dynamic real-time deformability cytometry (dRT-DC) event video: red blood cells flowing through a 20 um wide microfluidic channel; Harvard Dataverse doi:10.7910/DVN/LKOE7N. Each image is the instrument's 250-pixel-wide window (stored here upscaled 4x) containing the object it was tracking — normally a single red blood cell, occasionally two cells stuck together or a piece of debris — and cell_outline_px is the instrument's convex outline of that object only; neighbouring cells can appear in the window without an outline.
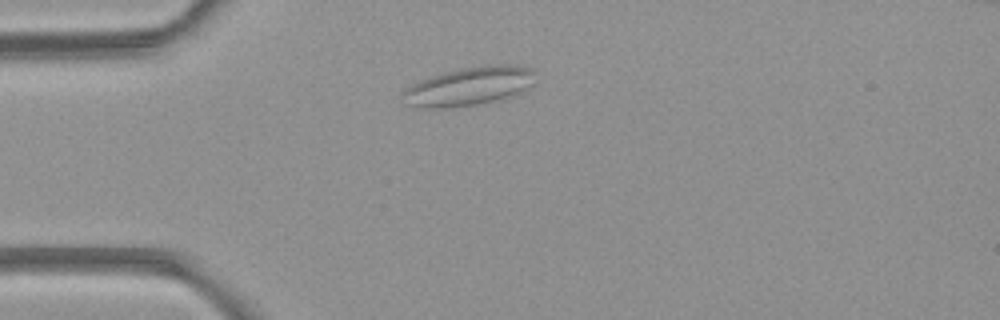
{"species": "common noctule bat (a hibernating species)", "species_latin": "Nyctalus noctula", "temperature_condition": "room temperature", "stored_images_in_passage": 1, "camera_frame_rate_fps": 3000, "um_per_image_px": 0.085, "animal": {"sex": "female", "body_mass_g": 21.9}, "frame": {"image": 1, "passage_image": 1, "time_ms": 0.0, "image_size_px": [1000, 320], "cell_outline_px": [[536, 84], [512, 96], [480, 104], [452, 108], [424, 108], [408, 104], [404, 92], [412, 84], [420, 80], [444, 72], [460, 68], [484, 64], [516, 64], [532, 68], [536, 72]], "centroid_in_image_um": [40.01, 7.31], "position_along_channel_um": 45.0, "area_um2": 30.11}}